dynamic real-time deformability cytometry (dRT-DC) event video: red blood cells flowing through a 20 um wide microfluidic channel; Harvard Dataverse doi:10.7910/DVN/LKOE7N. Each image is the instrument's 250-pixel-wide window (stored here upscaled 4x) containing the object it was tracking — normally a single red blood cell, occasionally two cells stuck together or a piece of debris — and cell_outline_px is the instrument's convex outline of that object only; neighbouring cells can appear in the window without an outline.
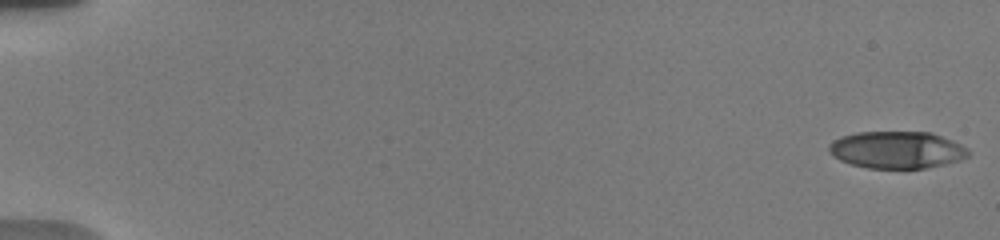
{"species": "human", "species_latin": "Homo sapiens", "temperature_condition": "warm", "stored_images_in_passage": 9, "camera_frame_rate_fps": 3000, "um_per_image_px": 0.085, "donor": {"sex": "male"}, "frame": {"image": 1, "passage_image": 1, "time_ms": 0.0, "image_size_px": [1000, 240], "cell_outline_px": [[968, 156], [960, 160], [944, 164], [924, 168], [868, 168], [852, 164], [840, 160], [832, 156], [828, 152], [828, 144], [832, 140], [840, 136], [856, 132], [932, 132], [952, 140], [968, 148]], "centroid_in_image_um": [76.19, 12.73], "position_along_channel_um": 8.8, "area_um2": 30.29}}
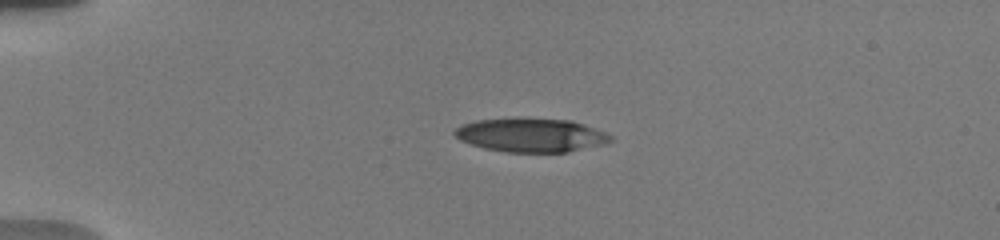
{"frame": {"image": 2, "passage_image": 6, "time_ms": 4.333, "image_size_px": [1000, 240], "cell_outline_px": [[612, 140], [608, 144], [568, 152], [504, 152], [484, 148], [468, 144], [460, 140], [452, 132], [460, 124], [476, 120], [516, 116], [524, 116], [572, 120], [608, 132], [612, 136]], "centroid_in_image_um": [45.14, 11.45], "position_along_channel_um": 39.9, "area_um2": 31.91}}
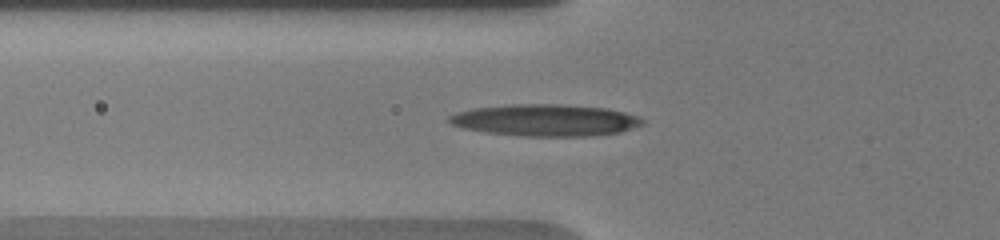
{"frame": {"image": 3, "passage_image": 9, "time_ms": 6.667, "image_size_px": [1000, 240], "cell_outline_px": [[644, 124], [620, 132], [592, 136], [524, 136], [484, 132], [460, 128], [452, 124], [448, 120], [448, 116], [456, 112], [472, 108], [508, 104], [564, 104], [608, 108], [640, 116], [644, 120]], "centroid_in_image_um": [46.35, 10.21], "position_along_channel_um": 79.4, "area_um2": 36.24}}